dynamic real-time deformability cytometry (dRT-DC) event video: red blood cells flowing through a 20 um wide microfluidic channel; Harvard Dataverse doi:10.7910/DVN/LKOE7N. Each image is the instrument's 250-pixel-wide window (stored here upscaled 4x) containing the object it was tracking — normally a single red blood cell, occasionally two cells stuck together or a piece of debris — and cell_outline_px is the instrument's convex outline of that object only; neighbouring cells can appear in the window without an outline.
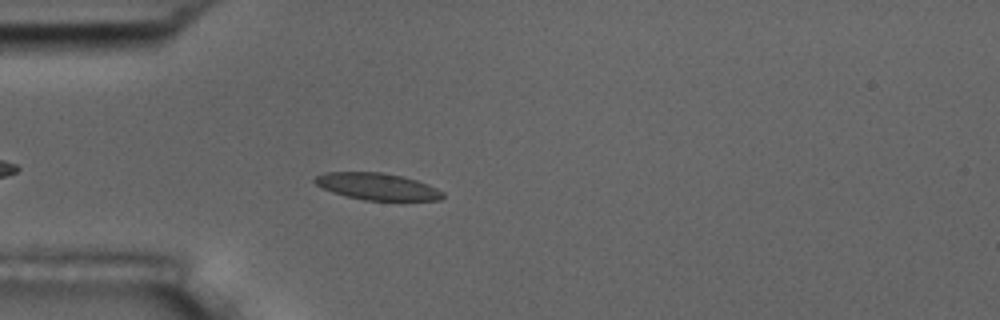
{"species": "common noctule bat (a hibernating species)", "species_latin": "Nyctalus noctula", "temperature_condition": "room temperature", "stored_images_in_passage": 5, "camera_frame_rate_fps": 3000, "um_per_image_px": 0.085, "animal": {"sex": "male", "body_mass_g": 17.5, "forearm_length_mm": 52.3}, "frame": {"image": 1, "passage_image": 5, "time_ms": 4.667, "image_size_px": [1000, 320], "cell_outline_px": [[444, 196], [440, 200], [364, 200], [332, 192], [316, 184], [312, 180], [316, 176], [324, 172], [380, 172], [404, 176], [428, 184], [444, 192]], "centroid_in_image_um": [32.07, 15.84], "position_along_channel_um": 52.9, "area_um2": 19.94}}